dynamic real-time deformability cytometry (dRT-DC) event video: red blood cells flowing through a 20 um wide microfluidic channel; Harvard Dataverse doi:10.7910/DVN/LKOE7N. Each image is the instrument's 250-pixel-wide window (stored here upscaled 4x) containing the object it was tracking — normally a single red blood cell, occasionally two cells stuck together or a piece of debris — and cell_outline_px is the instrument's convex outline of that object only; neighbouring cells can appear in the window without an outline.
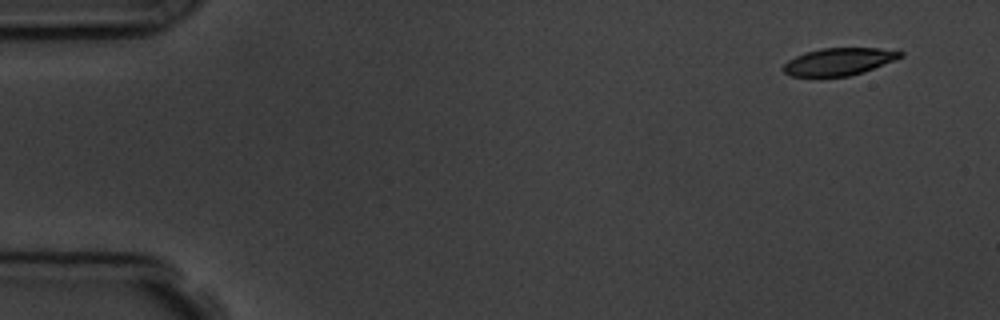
{"species": "common noctule bat (a hibernating species)", "species_latin": "Nyctalus noctula", "temperature_condition": "room temperature", "stored_images_in_passage": 16, "camera_frame_rate_fps": 3000, "um_per_image_px": 0.085, "animal": {"sex": "male", "body_mass_g": 19.5, "forearm_length_mm": 54.6}, "frame": {"image": 1, "passage_image": 1, "time_ms": 0.0, "image_size_px": [1000, 320], "cell_outline_px": [[904, 56], [872, 68], [848, 76], [792, 76], [784, 72], [780, 68], [788, 60], [804, 52], [820, 48], [876, 48], [904, 52]], "centroid_in_image_um": [71.24, 5.22], "position_along_channel_um": 13.8, "area_um2": 18.38}}
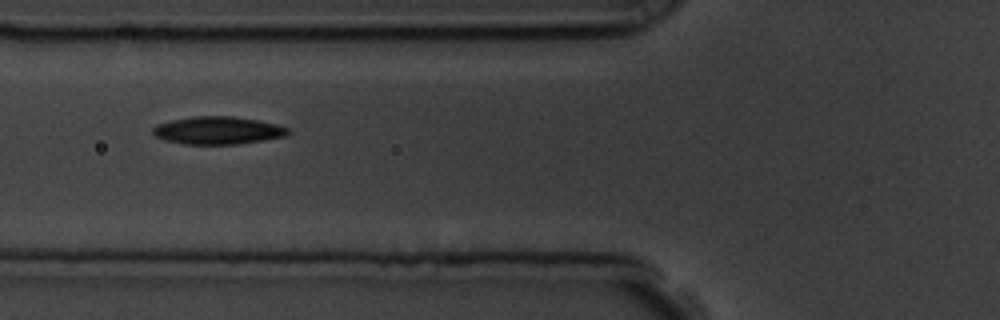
{"frame": {"image": 2, "passage_image": 6, "time_ms": 5.667, "image_size_px": [1000, 320], "cell_outline_px": [[292, 132], [284, 136], [236, 144], [184, 144], [164, 140], [156, 136], [152, 132], [152, 128], [156, 124], [172, 120], [196, 116], [232, 116], [256, 120], [276, 124], [288, 128]], "centroid_in_image_um": [18.48, 11.08], "position_along_channel_um": 107.3, "area_um2": 21.62}}
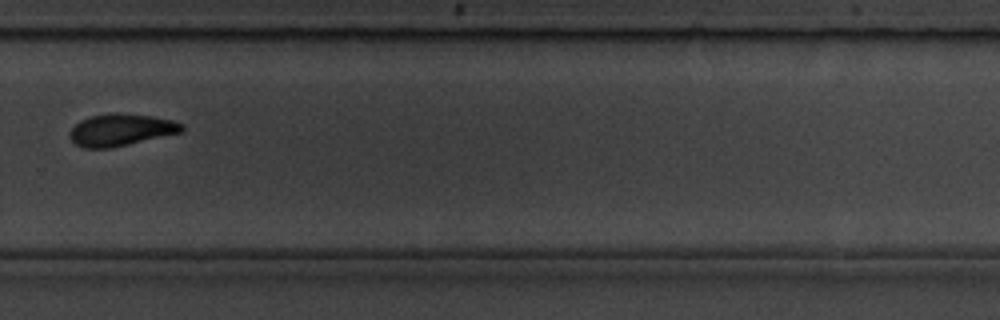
{"frame": {"image": 3, "passage_image": 11, "time_ms": 11.333, "image_size_px": [1000, 320], "cell_outline_px": [[184, 128], [180, 132], [112, 148], [84, 148], [76, 144], [68, 136], [68, 132], [80, 120], [92, 116], [112, 112], [116, 112], [152, 116], [172, 120], [184, 124]], "centroid_in_image_um": [10.25, 11.03], "position_along_channel_um": 319.6, "area_um2": 20.87}, "authors_computed_cell_mechanics": {"area_um2": 20.9525, "velocity_mm_per_s": 3.75, "shape_relaxation_time_tau1_ms": 3.8539, "shape_relaxation_time_tau2_ms": 3.0875, "deformation_change_tau1": 0.1195, "deformation_change_tau2": 0.0707}}